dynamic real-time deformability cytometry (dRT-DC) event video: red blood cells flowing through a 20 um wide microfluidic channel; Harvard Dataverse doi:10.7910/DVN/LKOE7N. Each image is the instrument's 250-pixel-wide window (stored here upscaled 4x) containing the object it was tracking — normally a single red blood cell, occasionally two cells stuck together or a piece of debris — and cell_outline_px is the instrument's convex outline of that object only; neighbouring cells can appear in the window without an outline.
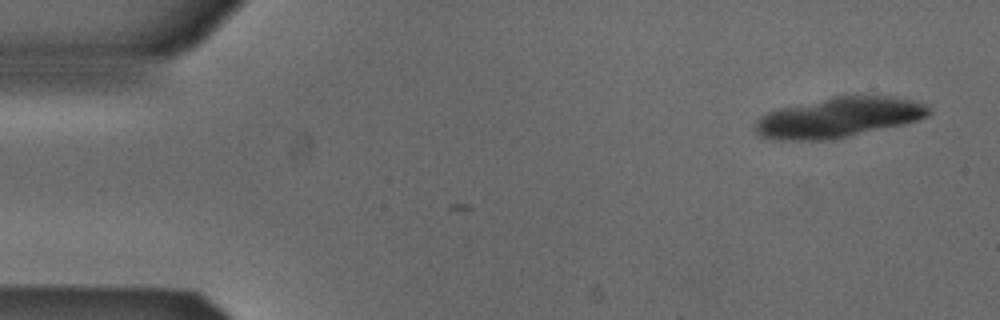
{"species": "Egyptian fruit bat (a non-hibernating species)", "species_latin": "Rousettus aegyptiacus", "temperature_condition": "cold", "stored_images_in_passage": 4, "camera_frame_rate_fps": 3000, "um_per_image_px": 0.085, "animal": {"sex": "male"}, "frame": {"image": 1, "passage_image": 4, "time_ms": 1.0, "image_size_px": [1000, 320], "cell_outline_px": [[932, 112], [928, 116], [904, 124], [828, 140], [780, 140], [760, 136], [756, 132], [756, 120], [760, 116], [768, 112], [780, 108], [836, 96], [856, 92], [892, 96], [928, 104]], "centroid_in_image_um": [71.35, 9.94], "position_along_channel_um": 13.7, "area_um2": 40.98}}